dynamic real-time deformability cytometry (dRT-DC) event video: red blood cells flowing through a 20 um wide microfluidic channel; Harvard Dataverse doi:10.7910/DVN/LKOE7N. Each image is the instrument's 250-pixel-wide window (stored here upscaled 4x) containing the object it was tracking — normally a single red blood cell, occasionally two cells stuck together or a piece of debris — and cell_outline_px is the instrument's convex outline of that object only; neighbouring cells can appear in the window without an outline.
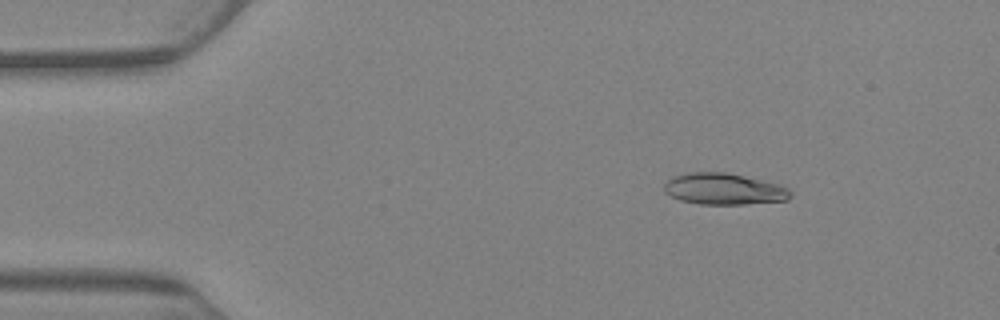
{"species": "Egyptian fruit bat (a non-hibernating species)", "species_latin": "Rousettus aegyptiacus", "temperature_condition": "warm", "stored_images_in_passage": 5, "camera_frame_rate_fps": 3000, "um_per_image_px": 0.085, "animal": {"sex": "female"}, "frame": {"image": 1, "passage_image": 2, "time_ms": 1.333, "image_size_px": [1000, 320], "cell_outline_px": [[792, 196], [788, 200], [744, 204], [700, 204], [680, 200], [664, 192], [664, 184], [668, 180], [676, 176], [688, 172], [724, 172], [780, 184], [788, 188], [792, 192]], "centroid_in_image_um": [61.56, 16.07], "position_along_channel_um": 23.4, "area_um2": 23.0}}
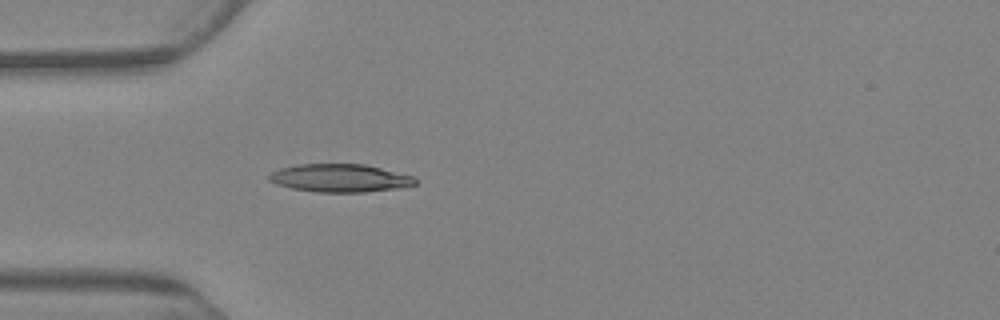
{"frame": {"image": 2, "passage_image": 5, "time_ms": 4.667, "image_size_px": [1000, 320], "cell_outline_px": [[416, 184], [392, 188], [364, 192], [316, 192], [292, 188], [276, 184], [268, 180], [268, 176], [272, 172], [280, 168], [296, 164], [364, 164], [412, 176], [416, 180]], "centroid_in_image_um": [28.81, 15.13], "position_along_channel_um": 56.2, "area_um2": 23.52}}